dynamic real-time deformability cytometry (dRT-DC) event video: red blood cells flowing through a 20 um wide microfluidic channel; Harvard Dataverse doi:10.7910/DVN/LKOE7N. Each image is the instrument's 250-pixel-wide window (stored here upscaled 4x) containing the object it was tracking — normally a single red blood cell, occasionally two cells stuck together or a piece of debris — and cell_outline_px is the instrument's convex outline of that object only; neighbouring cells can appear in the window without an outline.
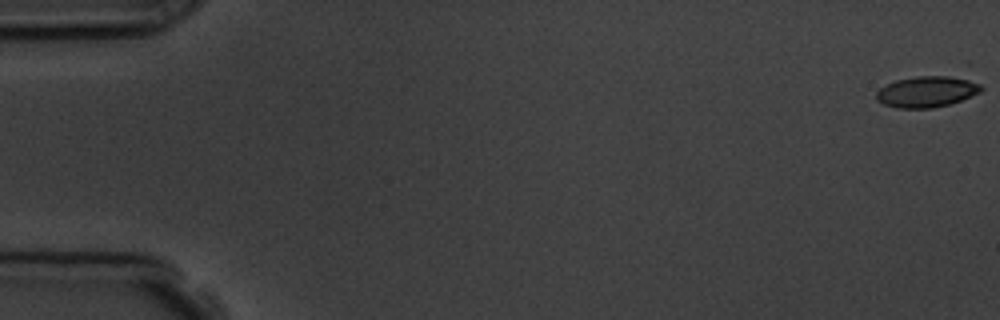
{"species": "common noctule bat (a hibernating species)", "species_latin": "Nyctalus noctula", "temperature_condition": "room temperature", "stored_images_in_passage": 5, "camera_frame_rate_fps": 3000, "um_per_image_px": 0.085, "animal": {"sex": "male", "body_mass_g": 19.5, "forearm_length_mm": 54.6}, "frame": {"image": 1, "passage_image": 1, "time_ms": 0.0, "image_size_px": [1000, 320], "cell_outline_px": [[984, 88], [980, 92], [960, 100], [948, 104], [932, 108], [896, 108], [884, 104], [876, 100], [876, 92], [880, 88], [896, 80], [916, 76], [960, 76], [980, 84]], "centroid_in_image_um": [78.78, 7.78], "position_along_channel_um": 6.2, "area_um2": 18.96}}
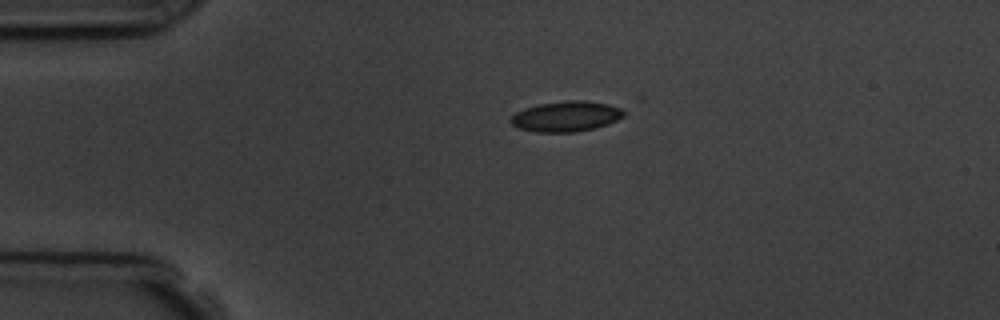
{"frame": {"image": 2, "passage_image": 4, "time_ms": 4.0, "image_size_px": [1000, 320], "cell_outline_px": [[624, 116], [608, 124], [576, 132], [536, 132], [516, 128], [508, 120], [516, 112], [524, 108], [540, 104], [568, 100], [580, 100], [608, 104], [620, 108], [624, 112]], "centroid_in_image_um": [48.07, 9.9], "position_along_channel_um": 36.9, "area_um2": 19.94}}